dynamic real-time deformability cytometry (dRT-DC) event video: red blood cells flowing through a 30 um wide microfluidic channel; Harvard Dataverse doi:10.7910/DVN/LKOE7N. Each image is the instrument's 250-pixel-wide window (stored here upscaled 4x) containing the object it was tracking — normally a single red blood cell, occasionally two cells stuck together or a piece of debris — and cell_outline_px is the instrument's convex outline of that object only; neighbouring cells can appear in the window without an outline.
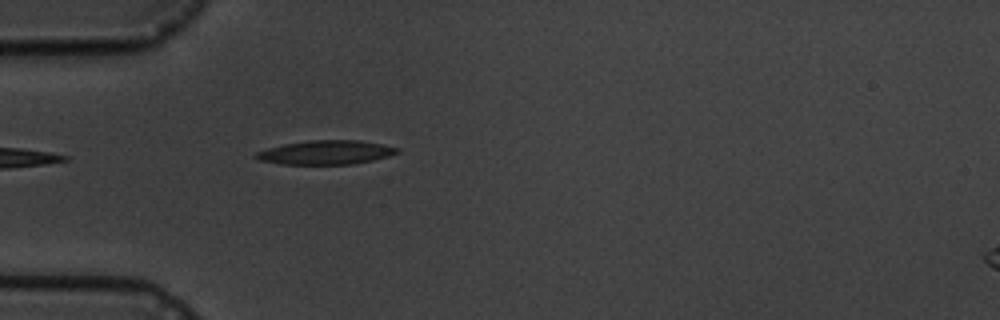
{"species": "common noctule bat (a hibernating species)", "species_latin": "Nyctalus noctula", "temperature_condition": "cold", "stored_images_in_passage": 4, "camera_frame_rate_fps": 3000, "um_per_image_px": 0.085, "animal": {"sex": "male", "body_mass_g": 19.5, "forearm_length_mm": 54.6}, "frame": {"image": 1, "passage_image": 4, "time_ms": 3.333, "image_size_px": [1000, 320], "cell_outline_px": [[400, 152], [388, 156], [372, 160], [352, 164], [280, 164], [256, 160], [252, 156], [256, 152], [268, 148], [284, 144], [312, 140], [360, 140], [400, 148]], "centroid_in_image_um": [27.66, 12.96], "position_along_channel_um": 57.3, "area_um2": 19.77}}